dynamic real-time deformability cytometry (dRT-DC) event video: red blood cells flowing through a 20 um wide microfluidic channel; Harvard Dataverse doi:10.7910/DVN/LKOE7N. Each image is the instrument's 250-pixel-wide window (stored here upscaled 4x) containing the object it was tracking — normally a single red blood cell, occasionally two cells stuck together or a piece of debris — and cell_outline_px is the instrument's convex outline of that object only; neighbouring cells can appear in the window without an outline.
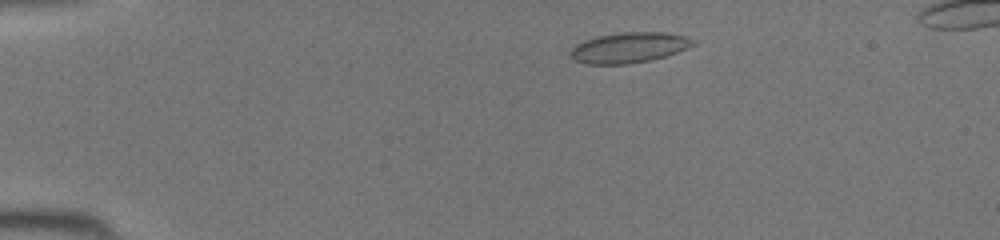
{"species": "common noctule bat (a hibernating species)", "species_latin": "Nyctalus noctula", "temperature_condition": "room temperature", "stored_images_in_passage": 40, "camera_frame_rate_fps": 3000, "um_per_image_px": 0.085, "animal": {"sex": "female", "body_mass_g": 19.5, "forearm_length_mm": 54.1}, "frame": {"image": 1, "passage_image": 5, "time_ms": 1.333, "image_size_px": [1000, 240], "cell_outline_px": [[696, 44], [688, 48], [652, 60], [628, 64], [584, 64], [572, 60], [568, 56], [568, 52], [576, 44], [584, 40], [596, 36], [620, 32], [668, 32], [684, 36], [692, 40]], "centroid_in_image_um": [53.39, 4.05], "position_along_channel_um": 31.6, "area_um2": 22.02}}
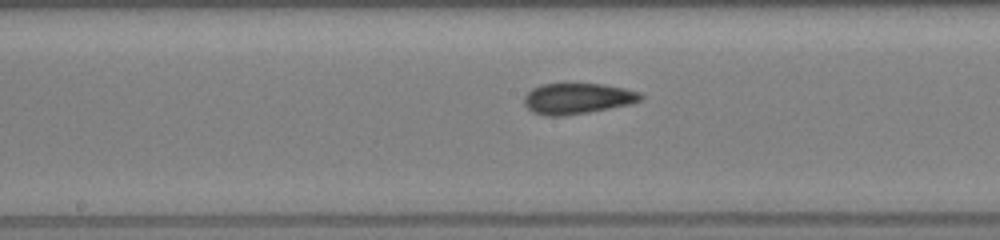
{"frame": {"image": 2, "passage_image": 20, "time_ms": 6.333, "image_size_px": [1000, 240], "cell_outline_px": [[644, 96], [640, 100], [632, 104], [588, 112], [560, 116], [544, 116], [532, 112], [524, 104], [524, 96], [532, 88], [540, 84], [604, 84], [624, 88], [640, 92]], "centroid_in_image_um": [49.07, 8.37], "position_along_channel_um": 199.1, "area_um2": 20.98}}
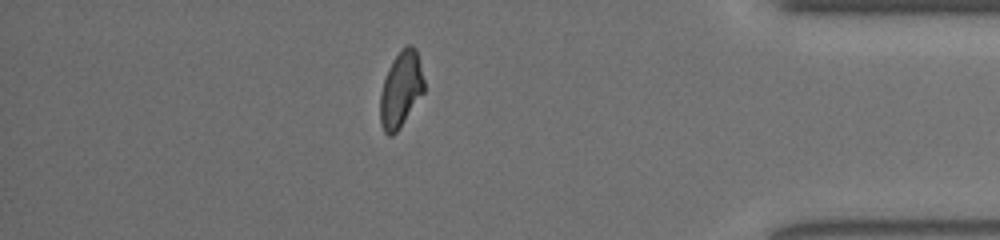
{"frame": {"image": 3, "passage_image": 35, "time_ms": 11.333, "image_size_px": [1000, 240], "cell_outline_px": [[424, 92], [396, 132], [392, 136], [388, 136], [384, 132], [380, 124], [380, 92], [388, 68], [392, 60], [408, 44], [412, 44], [416, 48], [424, 80]], "centroid_in_image_um": [34.06, 7.61], "position_along_channel_um": 401.1, "area_um2": 19.25}}